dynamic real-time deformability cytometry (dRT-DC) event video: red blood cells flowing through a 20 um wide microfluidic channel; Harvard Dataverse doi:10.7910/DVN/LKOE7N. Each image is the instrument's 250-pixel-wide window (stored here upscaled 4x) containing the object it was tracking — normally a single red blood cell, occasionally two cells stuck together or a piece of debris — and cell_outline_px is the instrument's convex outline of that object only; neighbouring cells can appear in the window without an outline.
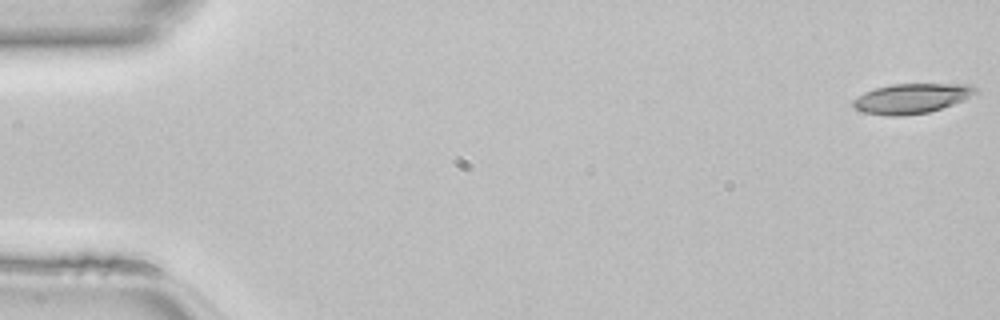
{"species": "common noctule bat (a hibernating species)", "species_latin": "Nyctalus noctula", "temperature_condition": "room temperature", "stored_images_in_passage": 47, "camera_frame_rate_fps": 3000, "um_per_image_px": 0.085, "animal": {"sex": "female", "body_mass_g": 22.7, "forearm_length_mm": 54.2}, "frame": {"image": 1, "passage_image": 1, "time_ms": 0.0, "image_size_px": [1000, 320], "cell_outline_px": [[980, 92], [964, 100], [928, 112], [900, 116], [888, 116], [864, 112], [856, 108], [852, 104], [852, 100], [856, 96], [864, 92], [876, 88], [892, 84], [972, 84]], "centroid_in_image_um": [77.5, 8.36], "position_along_channel_um": 7.5, "area_um2": 21.33}}
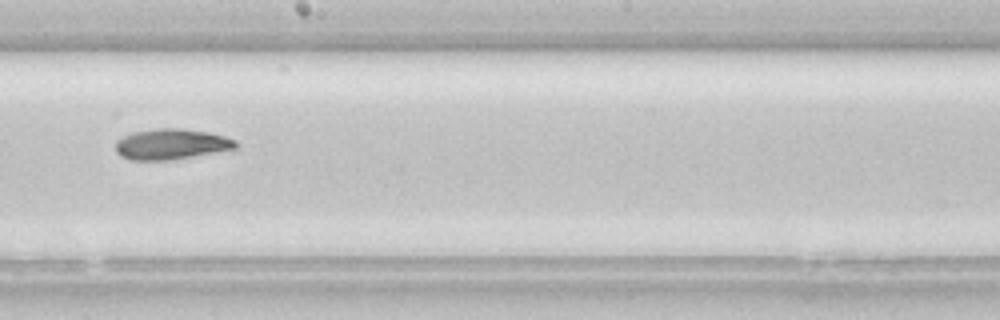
{"frame": {"image": 2, "passage_image": 27, "time_ms": 8.667, "image_size_px": [1000, 320], "cell_outline_px": [[236, 148], [216, 152], [172, 160], [128, 160], [120, 156], [116, 152], [116, 140], [132, 132], [156, 128], [176, 128], [208, 132], [224, 136], [236, 140]], "centroid_in_image_um": [14.51, 12.26], "position_along_channel_um": 233.7, "area_um2": 21.44}}
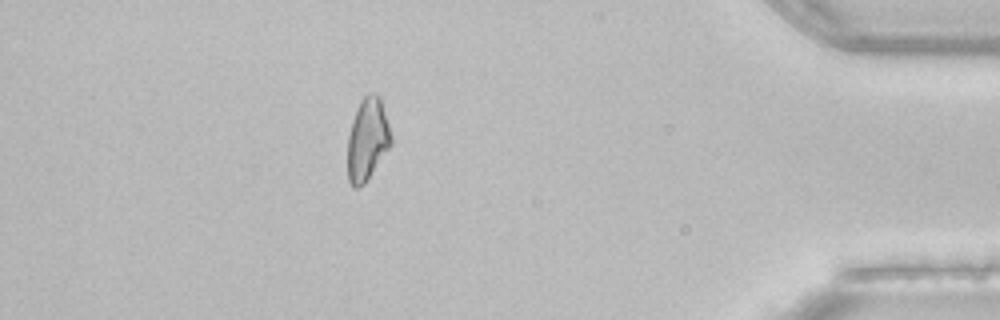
{"frame": {"image": 3, "passage_image": 42, "time_ms": 13.667, "image_size_px": [1000, 320], "cell_outline_px": [[392, 144], [364, 184], [360, 188], [352, 188], [348, 180], [348, 136], [352, 120], [356, 108], [360, 100], [368, 92], [376, 92], [380, 96], [392, 136]], "centroid_in_image_um": [31.23, 11.83], "position_along_channel_um": 404.0, "area_um2": 21.1}}